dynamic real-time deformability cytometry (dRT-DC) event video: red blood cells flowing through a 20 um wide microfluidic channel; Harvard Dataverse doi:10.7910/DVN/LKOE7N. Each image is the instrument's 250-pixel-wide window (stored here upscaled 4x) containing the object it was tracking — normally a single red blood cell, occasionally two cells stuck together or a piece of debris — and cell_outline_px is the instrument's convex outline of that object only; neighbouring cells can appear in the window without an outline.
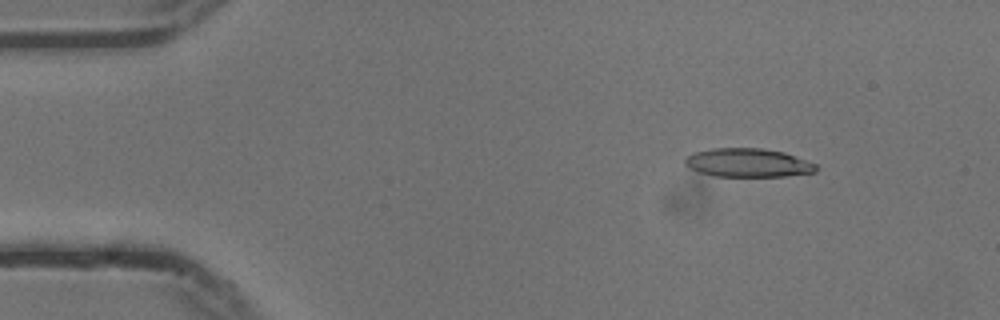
{"species": "common noctule bat (a hibernating species)", "species_latin": "Nyctalus noctula", "temperature_condition": "cold", "stored_images_in_passage": 10, "camera_frame_rate_fps": 3000, "um_per_image_px": 0.085, "animal": {"sex": "male", "body_mass_g": 13.3}, "frame": {"image": 1, "passage_image": 7, "time_ms": 2.0, "image_size_px": [1000, 320], "cell_outline_px": [[820, 168], [816, 172], [784, 176], [712, 176], [696, 172], [688, 168], [684, 164], [684, 160], [692, 152], [712, 148], [760, 148], [784, 152], [816, 164]], "centroid_in_image_um": [63.53, 13.84], "position_along_channel_um": 21.5, "area_um2": 22.08}}